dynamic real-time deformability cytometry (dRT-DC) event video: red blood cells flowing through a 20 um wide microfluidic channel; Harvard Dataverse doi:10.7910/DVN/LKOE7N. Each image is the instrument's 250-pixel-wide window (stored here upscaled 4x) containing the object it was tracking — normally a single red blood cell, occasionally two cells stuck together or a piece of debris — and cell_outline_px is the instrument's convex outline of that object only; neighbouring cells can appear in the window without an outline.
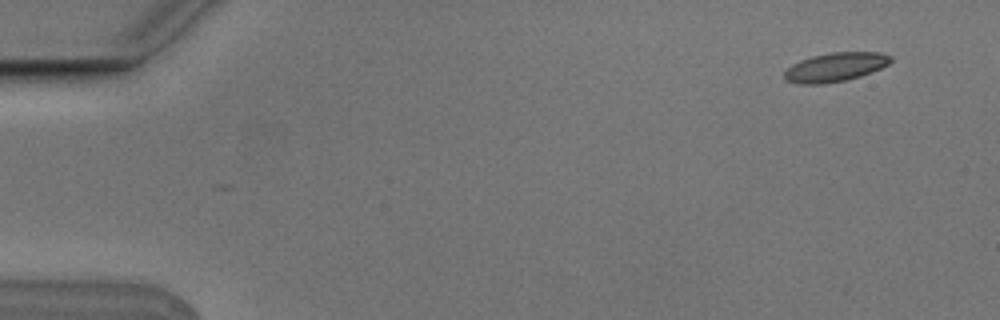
{"species": "Egyptian fruit bat (a non-hibernating species)", "species_latin": "Rousettus aegyptiacus", "temperature_condition": "cold", "stored_images_in_passage": 6, "camera_frame_rate_fps": 3000, "um_per_image_px": 0.085, "animal": {"sex": "male"}, "frame": {"image": 1, "passage_image": 1, "time_ms": 0.0, "image_size_px": [1000, 320], "cell_outline_px": [[892, 60], [888, 64], [880, 68], [860, 76], [848, 80], [820, 84], [800, 84], [788, 80], [784, 76], [784, 72], [792, 64], [800, 60], [812, 56], [832, 52], [880, 52], [892, 56]], "centroid_in_image_um": [71.01, 5.7], "position_along_channel_um": 14.0, "area_um2": 17.8}}
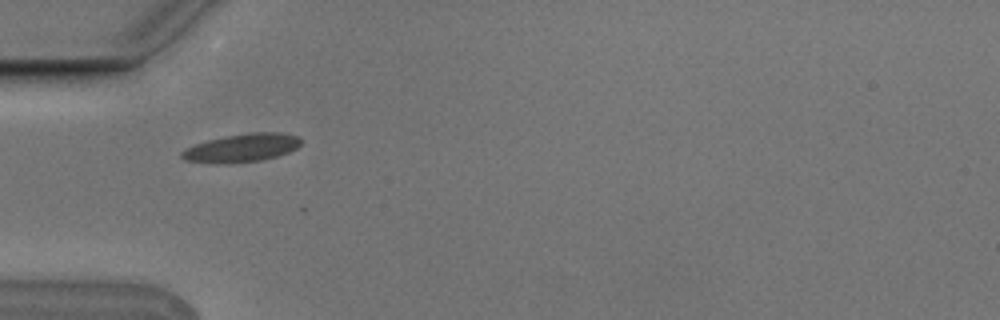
{"frame": {"image": 2, "passage_image": 5, "time_ms": 1.333, "image_size_px": [1000, 320], "cell_outline_px": [[300, 144], [296, 148], [288, 152], [276, 156], [260, 160], [228, 164], [212, 164], [184, 160], [180, 156], [180, 152], [184, 148], [208, 140], [224, 136], [252, 132], [276, 132], [300, 136]], "centroid_in_image_um": [20.49, 12.58], "position_along_channel_um": 64.5, "area_um2": 19.77}}